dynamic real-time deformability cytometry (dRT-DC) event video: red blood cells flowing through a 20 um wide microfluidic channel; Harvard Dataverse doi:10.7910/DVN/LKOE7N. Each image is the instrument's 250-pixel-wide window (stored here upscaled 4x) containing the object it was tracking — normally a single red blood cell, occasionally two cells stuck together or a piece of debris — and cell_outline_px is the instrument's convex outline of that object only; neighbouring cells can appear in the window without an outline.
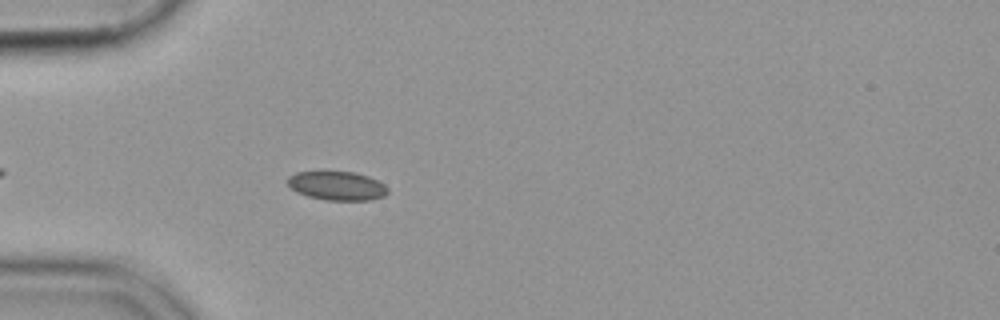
{"species": "common noctule bat (a hibernating species)", "species_latin": "Nyctalus noctula", "temperature_condition": "cold", "stored_images_in_passage": 45, "camera_frame_rate_fps": 3000, "um_per_image_px": 0.085, "animal": {"sex": "female", "body_mass_g": 19.9}, "frame": {"image": 1, "passage_image": 7, "time_ms": 2.0, "image_size_px": [1000, 320], "cell_outline_px": [[388, 192], [384, 196], [368, 200], [324, 200], [308, 196], [296, 192], [288, 184], [288, 176], [296, 172], [352, 172], [368, 176], [384, 184], [388, 188]], "centroid_in_image_um": [28.64, 15.8], "position_along_channel_um": 56.4, "area_um2": 16.7}}
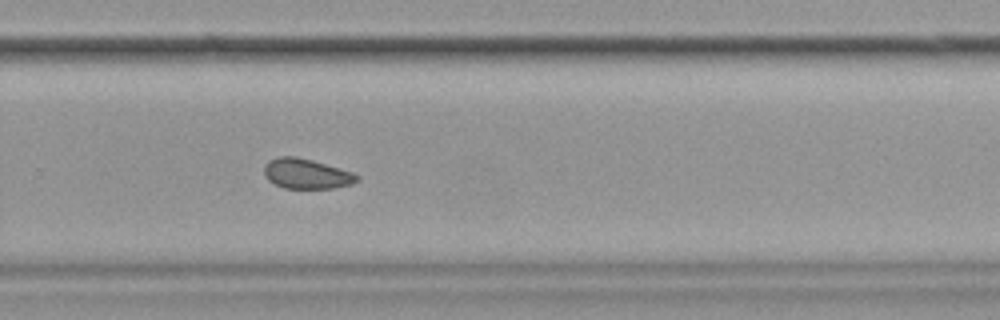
{"frame": {"image": 2, "passage_image": 28, "time_ms": 9.0, "image_size_px": [1000, 320], "cell_outline_px": [[360, 180], [352, 184], [332, 188], [284, 188], [268, 180], [264, 176], [264, 164], [268, 160], [276, 156], [296, 156], [312, 160], [352, 172], [360, 176]], "centroid_in_image_um": [26.03, 14.76], "position_along_channel_um": 303.8, "area_um2": 16.36}}
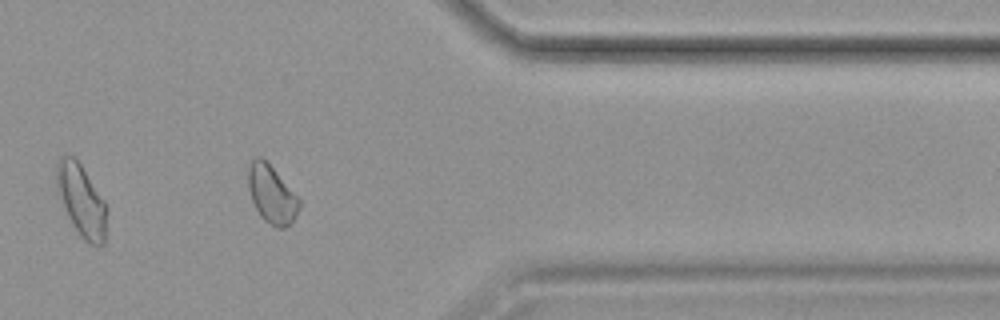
{"frame": {"image": 3, "passage_image": 36, "time_ms": 11.667, "image_size_px": [1000, 320], "cell_outline_px": [[300, 208], [292, 224], [284, 228], [276, 228], [264, 220], [260, 216], [252, 200], [248, 188], [248, 168], [252, 160], [256, 156], [260, 156], [276, 172], [300, 200]], "centroid_in_image_um": [23.09, 16.56], "position_along_channel_um": 388.3, "area_um2": 17.05}}